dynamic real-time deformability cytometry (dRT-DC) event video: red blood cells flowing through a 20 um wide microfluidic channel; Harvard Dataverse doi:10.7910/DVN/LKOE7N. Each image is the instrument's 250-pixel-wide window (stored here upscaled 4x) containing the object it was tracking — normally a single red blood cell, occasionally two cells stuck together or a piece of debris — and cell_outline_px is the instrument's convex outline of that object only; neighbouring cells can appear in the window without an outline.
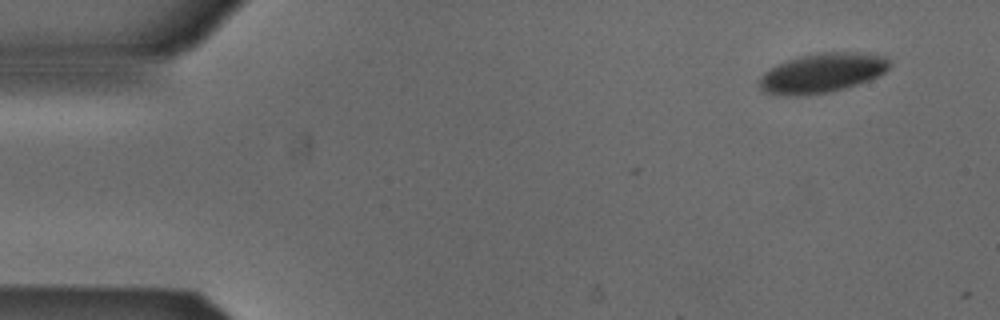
{"species": "Egyptian fruit bat (a non-hibernating species)", "species_latin": "Rousettus aegyptiacus", "temperature_condition": "cold", "stored_images_in_passage": 2, "camera_frame_rate_fps": 3000, "um_per_image_px": 0.085, "animal": {"sex": "male"}, "frame": {"image": 1, "passage_image": 1, "time_ms": 0.0, "image_size_px": [1000, 320], "cell_outline_px": [[892, 64], [880, 76], [844, 88], [828, 92], [800, 96], [788, 96], [764, 92], [756, 84], [760, 76], [768, 68], [776, 64], [800, 56], [820, 52], [868, 52], [888, 56]], "centroid_in_image_um": [69.88, 6.19], "position_along_channel_um": 15.1, "area_um2": 30.46}}